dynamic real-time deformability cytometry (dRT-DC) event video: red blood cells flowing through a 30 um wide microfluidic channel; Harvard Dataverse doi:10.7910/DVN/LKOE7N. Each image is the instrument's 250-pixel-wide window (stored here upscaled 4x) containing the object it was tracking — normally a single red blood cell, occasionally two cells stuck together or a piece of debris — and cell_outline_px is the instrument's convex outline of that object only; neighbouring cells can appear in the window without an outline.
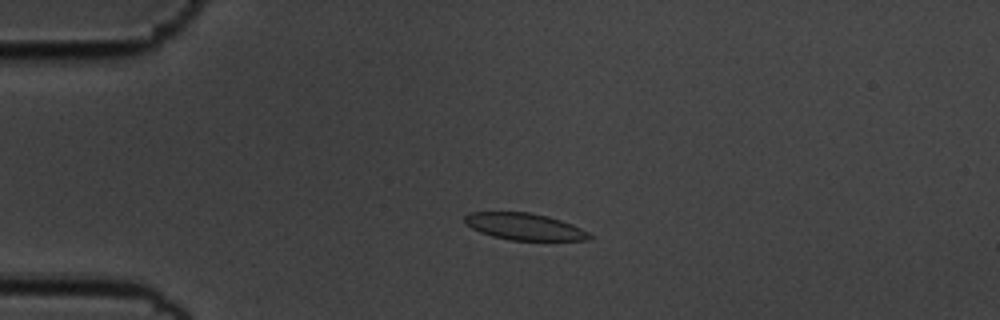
{"species": "common noctule bat (a hibernating species)", "species_latin": "Nyctalus noctula", "temperature_condition": "cold", "stored_images_in_passage": 56, "camera_frame_rate_fps": 3000, "um_per_image_px": 0.085, "animal": {"sex": "male", "body_mass_g": 19.5, "forearm_length_mm": 54.6}, "frame": {"image": 1, "passage_image": 13, "time_ms": 4.0, "image_size_px": [1000, 320], "cell_outline_px": [[592, 236], [588, 240], [512, 240], [492, 236], [480, 232], [464, 224], [464, 216], [468, 212], [528, 212], [548, 216], [572, 224], [588, 232]], "centroid_in_image_um": [44.54, 19.25], "position_along_channel_um": 40.5, "area_um2": 19.42}}
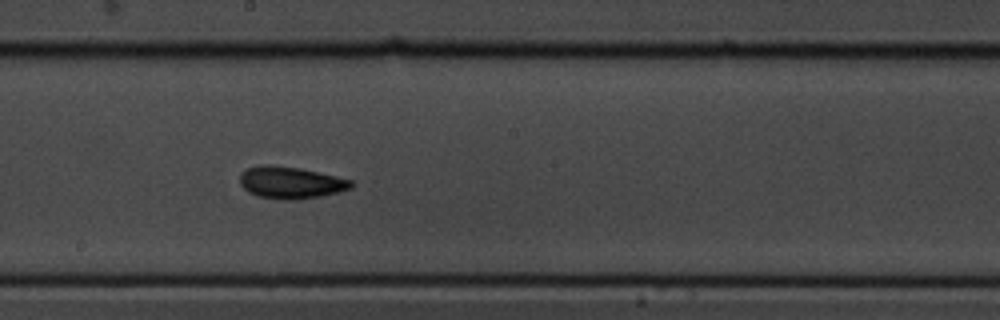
{"frame": {"image": 2, "passage_image": 31, "time_ms": 10.0, "image_size_px": [1000, 320], "cell_outline_px": [[352, 188], [340, 192], [320, 196], [292, 200], [280, 200], [256, 196], [248, 192], [240, 184], [240, 172], [248, 168], [264, 164], [300, 168], [336, 176], [352, 180]], "centroid_in_image_um": [24.69, 15.53], "position_along_channel_um": 223.5, "area_um2": 20.81}}
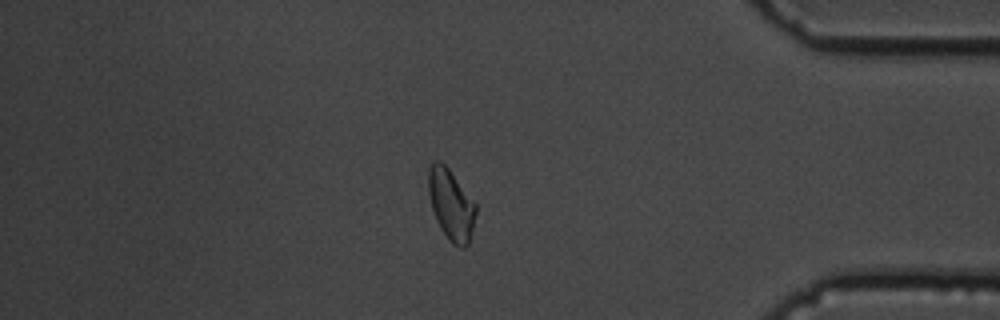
{"frame": {"image": 3, "passage_image": 48, "time_ms": 15.667, "image_size_px": [1000, 320], "cell_outline_px": [[476, 212], [468, 244], [464, 248], [460, 248], [452, 244], [448, 240], [440, 228], [436, 220], [432, 208], [428, 192], [428, 168], [432, 160], [440, 160], [448, 168], [476, 204]], "centroid_in_image_um": [38.31, 17.38], "position_along_channel_um": 396.9, "area_um2": 19.54}, "authors_computed_cell_mechanics": {"area_um2": 19.652, "velocity_mm_per_s": 3.5593, "shape_relaxation_time_tau1_ms": 8.386, "shape_relaxation_time_tau2_ms": 3.75, "deformation_change_tau1": 0.1495, "deformation_change_tau2": 0.0822}}